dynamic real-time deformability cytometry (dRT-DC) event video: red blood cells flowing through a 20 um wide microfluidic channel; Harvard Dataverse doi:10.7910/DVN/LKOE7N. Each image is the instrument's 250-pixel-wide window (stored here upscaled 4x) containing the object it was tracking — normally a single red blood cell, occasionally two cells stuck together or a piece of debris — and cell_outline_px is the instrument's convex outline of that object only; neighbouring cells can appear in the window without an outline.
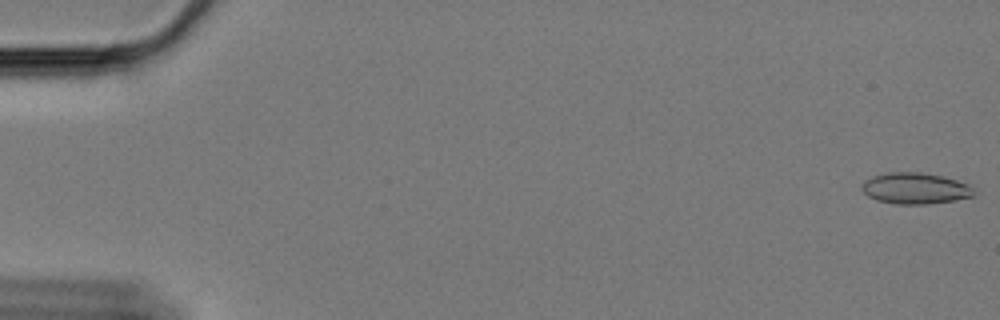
{"species": "Egyptian fruit bat (a non-hibernating species)", "species_latin": "Rousettus aegyptiacus", "temperature_condition": "cold", "stored_images_in_passage": 60, "camera_frame_rate_fps": 3000, "um_per_image_px": 0.085, "animal": {"sex": "female"}, "frame": {"image": 1, "passage_image": 1, "time_ms": 0.0, "image_size_px": [1000, 320], "cell_outline_px": [[972, 196], [952, 200], [928, 204], [896, 204], [876, 200], [868, 196], [860, 188], [860, 184], [864, 180], [872, 176], [888, 172], [920, 172], [940, 176], [956, 180], [968, 184], [972, 188]], "centroid_in_image_um": [77.7, 16.0], "position_along_channel_um": 7.3, "area_um2": 20.23}}
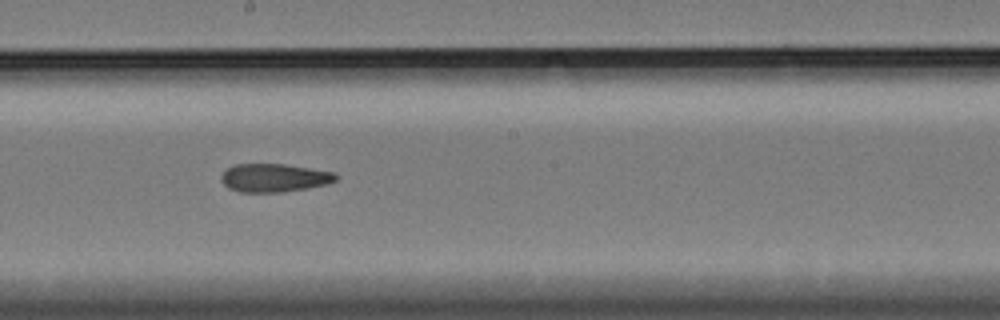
{"frame": {"image": 2, "passage_image": 34, "time_ms": 11.0, "image_size_px": [1000, 320], "cell_outline_px": [[340, 176], [336, 180], [328, 184], [308, 188], [284, 192], [240, 192], [228, 188], [220, 180], [220, 176], [228, 168], [236, 164], [284, 164], [336, 172]], "centroid_in_image_um": [23.34, 15.12], "position_along_channel_um": 224.9, "area_um2": 19.07}}
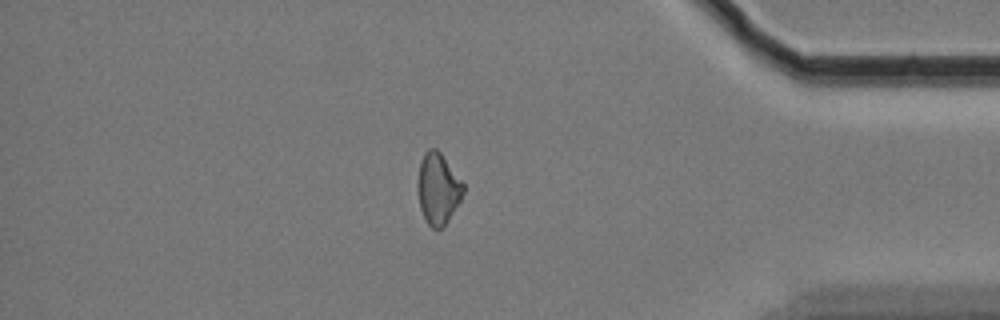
{"frame": {"image": 3, "passage_image": 52, "time_ms": 17.0, "image_size_px": [1000, 320], "cell_outline_px": [[464, 192], [460, 200], [448, 220], [440, 228], [432, 228], [428, 224], [420, 208], [416, 192], [416, 184], [420, 160], [424, 152], [428, 148], [436, 148], [440, 152], [464, 184]], "centroid_in_image_um": [37.19, 16.0], "position_along_channel_um": 398.0, "area_um2": 18.96}, "authors_computed_cell_mechanics": {"area_um2": 19.4786, "velocity_mm_per_s": 3.3493, "shape_relaxation_time_tau1_ms": 5.9588, "shape_relaxation_time_tau2_ms": 5.1917, "deformation_change_tau1": 0.1298, "deformation_change_tau2": 0.1359}}